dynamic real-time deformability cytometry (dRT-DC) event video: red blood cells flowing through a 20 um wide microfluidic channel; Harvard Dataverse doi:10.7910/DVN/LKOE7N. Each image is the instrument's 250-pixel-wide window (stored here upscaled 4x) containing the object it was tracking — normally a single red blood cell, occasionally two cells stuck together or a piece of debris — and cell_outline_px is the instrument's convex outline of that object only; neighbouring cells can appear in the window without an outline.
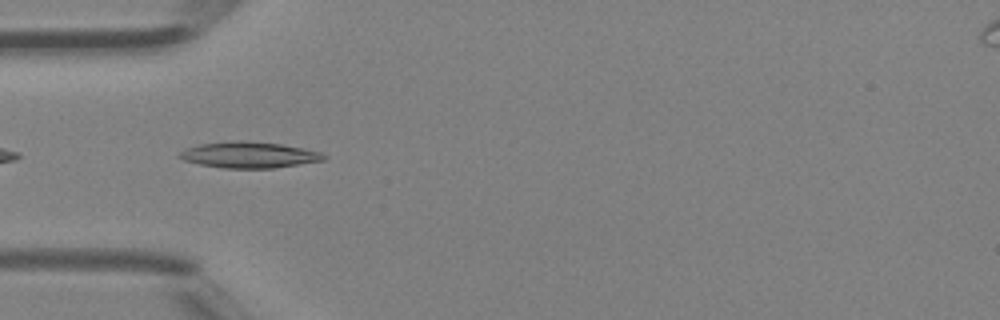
{"species": "Egyptian fruit bat (a non-hibernating species)", "species_latin": "Rousettus aegyptiacus", "temperature_condition": "room temperature", "stored_images_in_passage": 5, "camera_frame_rate_fps": 3000, "um_per_image_px": 0.085, "animal": {"sex": "female"}, "frame": {"image": 1, "passage_image": 5, "time_ms": 1.333, "image_size_px": [1000, 320], "cell_outline_px": [[328, 156], [324, 160], [300, 164], [272, 168], [224, 168], [200, 164], [184, 160], [176, 156], [184, 148], [200, 144], [236, 140], [280, 144], [304, 148], [320, 152]], "centroid_in_image_um": [21.15, 13.16], "position_along_channel_um": 63.8, "area_um2": 21.85}}